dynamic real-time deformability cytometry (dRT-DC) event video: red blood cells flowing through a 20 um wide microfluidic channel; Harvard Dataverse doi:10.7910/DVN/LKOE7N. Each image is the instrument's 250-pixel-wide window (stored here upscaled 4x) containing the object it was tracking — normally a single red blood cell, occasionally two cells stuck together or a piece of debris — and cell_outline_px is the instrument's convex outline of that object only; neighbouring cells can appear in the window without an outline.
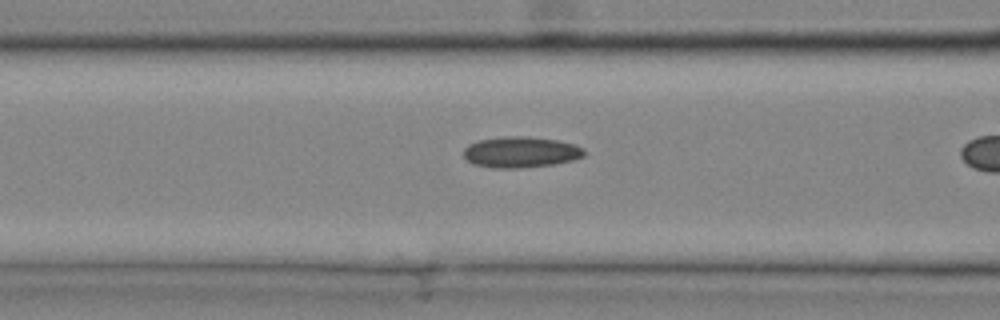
{"species": "common noctule bat (a hibernating species)", "species_latin": "Nyctalus noctula", "temperature_condition": "cold", "stored_images_in_passage": 6, "camera_frame_rate_fps": 3000, "um_per_image_px": 0.085, "animal": {"sex": "male", "body_mass_g": 20.4}, "frame": {"image": 1, "passage_image": 5, "time_ms": 1.333, "image_size_px": [1000, 320], "cell_outline_px": [[584, 156], [572, 160], [556, 164], [520, 168], [492, 168], [472, 164], [464, 156], [464, 148], [468, 144], [480, 140], [504, 136], [524, 136], [556, 140], [572, 144], [584, 148]], "centroid_in_image_um": [44.24, 12.94], "position_along_channel_um": 122.4, "area_um2": 21.73}}